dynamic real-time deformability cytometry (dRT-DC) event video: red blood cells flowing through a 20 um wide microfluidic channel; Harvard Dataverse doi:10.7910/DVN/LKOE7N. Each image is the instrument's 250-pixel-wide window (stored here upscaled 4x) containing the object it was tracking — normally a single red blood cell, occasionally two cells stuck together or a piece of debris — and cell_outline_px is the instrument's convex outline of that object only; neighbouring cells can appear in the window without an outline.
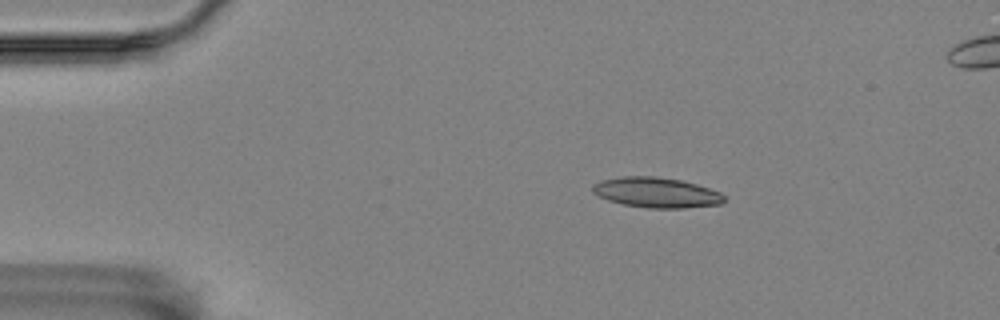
{"species": "Egyptian fruit bat (a non-hibernating species)", "species_latin": "Rousettus aegyptiacus", "temperature_condition": "room temperature", "stored_images_in_passage": 4, "camera_frame_rate_fps": 3000, "um_per_image_px": 0.085, "animal": {"sex": "female"}, "frame": {"image": 1, "passage_image": 1, "time_ms": 0.0, "image_size_px": [1000, 320], "cell_outline_px": [[724, 200], [720, 204], [684, 208], [648, 208], [624, 204], [608, 200], [592, 192], [592, 184], [600, 180], [620, 176], [656, 176], [680, 180], [696, 184], [720, 192], [724, 196]], "centroid_in_image_um": [55.76, 16.35], "position_along_channel_um": 29.2, "area_um2": 23.12}}
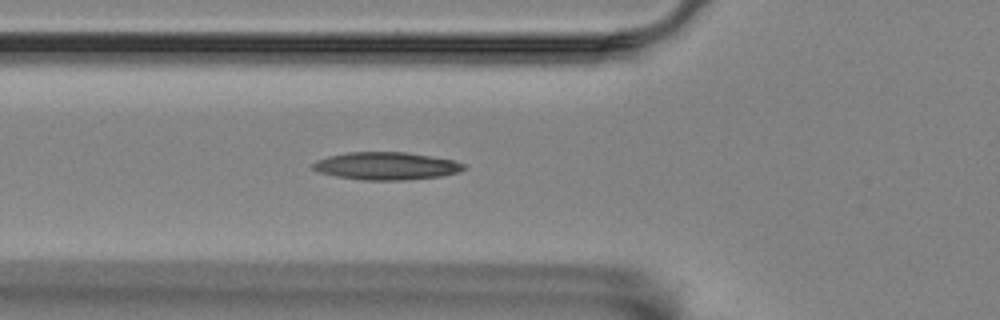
{"frame": {"image": 2, "passage_image": 4, "time_ms": 1.0, "image_size_px": [1000, 320], "cell_outline_px": [[468, 168], [456, 172], [440, 176], [404, 180], [364, 180], [336, 176], [320, 172], [312, 168], [312, 164], [316, 160], [328, 156], [348, 152], [404, 152], [452, 160], [468, 164]], "centroid_in_image_um": [32.83, 14.1], "position_along_channel_um": 93.0, "area_um2": 24.16}}